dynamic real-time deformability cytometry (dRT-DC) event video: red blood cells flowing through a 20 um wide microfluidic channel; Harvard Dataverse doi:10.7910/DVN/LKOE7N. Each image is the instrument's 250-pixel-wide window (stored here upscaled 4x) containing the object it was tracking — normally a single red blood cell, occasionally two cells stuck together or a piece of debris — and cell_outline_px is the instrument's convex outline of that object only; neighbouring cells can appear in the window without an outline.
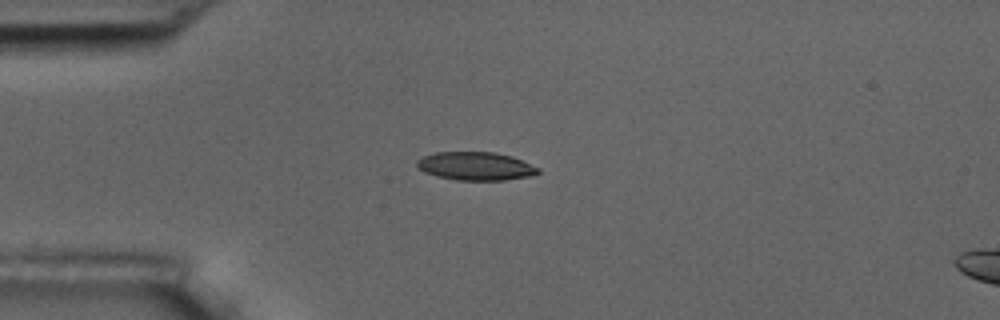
{"species": "common noctule bat (a hibernating species)", "species_latin": "Nyctalus noctula", "temperature_condition": "room temperature", "stored_images_in_passage": 4, "camera_frame_rate_fps": 3000, "um_per_image_px": 0.085, "animal": {"sex": "male", "body_mass_g": 17.5, "forearm_length_mm": 52.3}, "frame": {"image": 1, "passage_image": 4, "time_ms": 3.667, "image_size_px": [1000, 320], "cell_outline_px": [[540, 172], [532, 176], [504, 180], [456, 180], [436, 176], [424, 172], [416, 164], [416, 160], [424, 156], [436, 152], [496, 152], [512, 156], [540, 168]], "centroid_in_image_um": [40.45, 14.12], "position_along_channel_um": 44.6, "area_um2": 20.06}}